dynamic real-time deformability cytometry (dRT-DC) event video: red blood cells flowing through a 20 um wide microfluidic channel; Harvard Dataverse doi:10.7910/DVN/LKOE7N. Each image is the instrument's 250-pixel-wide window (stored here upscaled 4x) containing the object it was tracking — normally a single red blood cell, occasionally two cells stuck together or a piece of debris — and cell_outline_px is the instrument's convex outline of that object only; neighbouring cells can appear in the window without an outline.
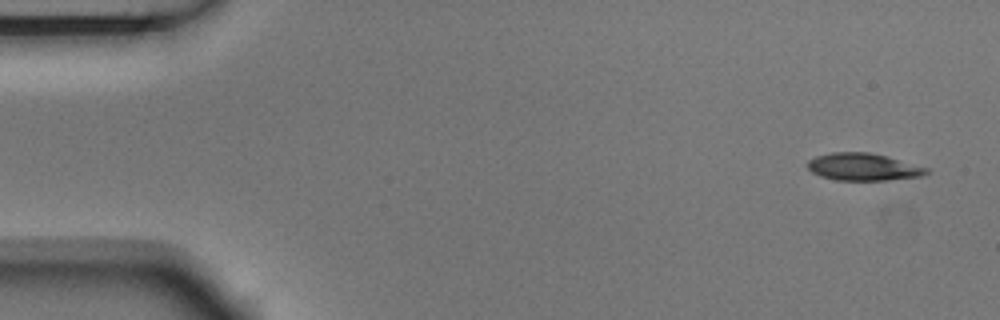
{"species": "Egyptian fruit bat (a non-hibernating species)", "species_latin": "Rousettus aegyptiacus", "temperature_condition": "room temperature", "stored_images_in_passage": 7, "segment_of_instrument_passage": [1, 2], "camera_frame_rate_fps": 3000, "um_per_image_px": 0.085, "animal": {"sex": "male"}, "frame": {"image": 1, "passage_image": 1, "time_ms": 0.0, "image_size_px": [1000, 320], "cell_outline_px": [[932, 172], [924, 176], [888, 180], [836, 180], [820, 176], [812, 172], [804, 164], [808, 160], [816, 156], [832, 152], [868, 152], [888, 156], [928, 168]], "centroid_in_image_um": [73.39, 14.19], "position_along_channel_um": 11.6, "area_um2": 19.19}}
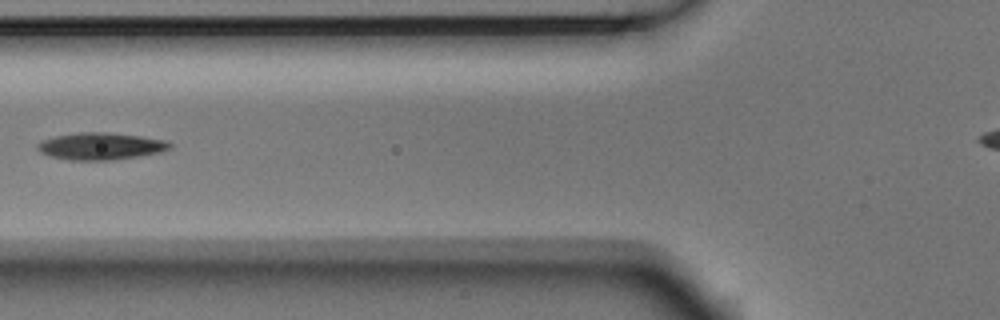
{"frame": {"image": 2, "passage_image": 6, "time_ms": 1.667, "image_size_px": [1000, 320], "cell_outline_px": [[172, 148], [160, 152], [140, 156], [112, 160], [72, 160], [52, 156], [40, 152], [36, 148], [36, 144], [40, 140], [56, 136], [80, 132], [108, 132], [140, 136], [164, 140], [172, 144]], "centroid_in_image_um": [8.55, 12.42], "position_along_channel_um": 117.2, "area_um2": 20.87}}